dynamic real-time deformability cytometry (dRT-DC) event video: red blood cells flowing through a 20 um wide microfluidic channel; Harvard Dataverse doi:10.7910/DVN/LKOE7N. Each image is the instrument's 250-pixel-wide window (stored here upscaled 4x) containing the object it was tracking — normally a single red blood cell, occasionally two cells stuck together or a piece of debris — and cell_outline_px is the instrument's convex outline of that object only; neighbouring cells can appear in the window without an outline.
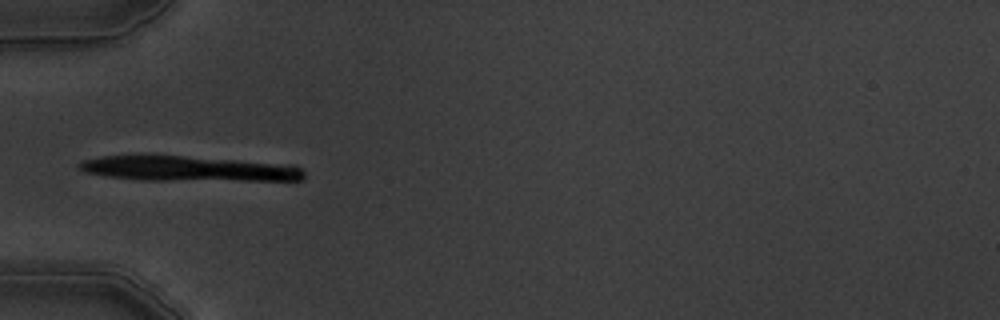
{"species": "common noctule bat (a hibernating species)", "species_latin": "Nyctalus noctula", "temperature_condition": "warm", "stored_images_in_passage": 4, "camera_frame_rate_fps": 3000, "um_per_image_px": 0.085, "animal": {"sex": "male", "body_mass_g": 19.5, "forearm_length_mm": 54.6}, "frame": {"image": 1, "passage_image": 4, "time_ms": 3.333, "image_size_px": [1000, 320], "cell_outline_px": [[304, 180], [140, 180], [108, 176], [84, 172], [76, 164], [84, 160], [100, 156], [184, 156], [292, 164], [300, 168], [304, 172]], "centroid_in_image_um": [16.04, 14.34], "position_along_channel_um": 69.0, "area_um2": 32.66}}